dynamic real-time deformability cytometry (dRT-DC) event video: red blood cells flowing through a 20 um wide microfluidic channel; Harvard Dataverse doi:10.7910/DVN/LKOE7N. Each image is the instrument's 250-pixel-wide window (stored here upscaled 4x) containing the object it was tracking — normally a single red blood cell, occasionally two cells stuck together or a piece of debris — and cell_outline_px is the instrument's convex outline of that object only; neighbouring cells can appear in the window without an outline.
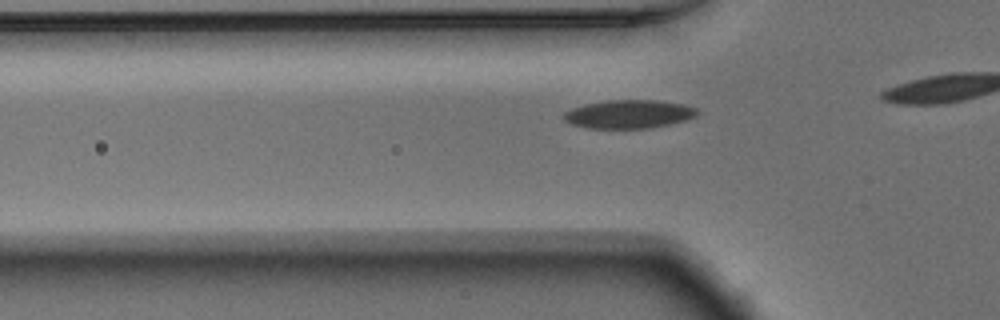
{"species": "Egyptian fruit bat (a non-hibernating species)", "species_latin": "Rousettus aegyptiacus", "temperature_condition": "warm", "stored_images_in_passage": 12, "camera_frame_rate_fps": 3000, "um_per_image_px": 0.085, "animal": {"sex": "male"}, "frame": {"image": 1, "passage_image": 7, "time_ms": 2.0, "image_size_px": [1000, 320], "cell_outline_px": [[700, 112], [696, 116], [688, 120], [652, 128], [588, 128], [572, 124], [564, 120], [560, 116], [564, 112], [572, 108], [584, 104], [608, 100], [656, 100], [684, 104], [696, 108]], "centroid_in_image_um": [53.46, 9.7], "position_along_channel_um": 72.3, "area_um2": 22.37}}